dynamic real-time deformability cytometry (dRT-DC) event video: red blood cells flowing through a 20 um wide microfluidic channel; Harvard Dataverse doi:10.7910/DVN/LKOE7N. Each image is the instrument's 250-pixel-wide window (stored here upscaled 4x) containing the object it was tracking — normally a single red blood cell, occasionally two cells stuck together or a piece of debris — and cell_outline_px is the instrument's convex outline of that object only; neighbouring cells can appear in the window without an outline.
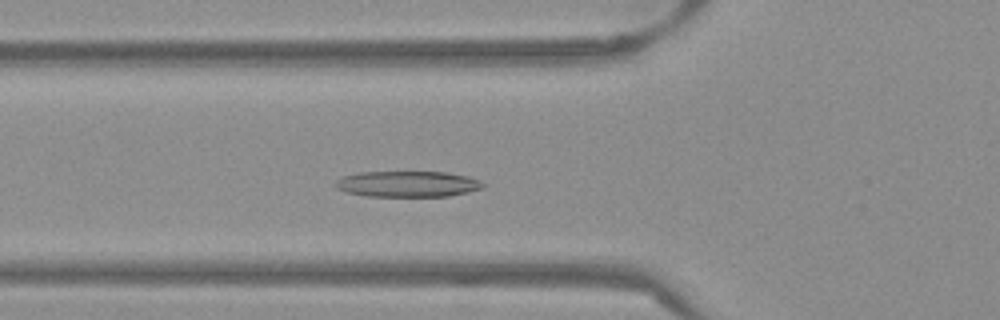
{"species": "Egyptian fruit bat (a non-hibernating species)", "species_latin": "Rousettus aegyptiacus", "temperature_condition": "warm", "stored_images_in_passage": 51, "camera_frame_rate_fps": 3000, "um_per_image_px": 0.085, "frame": {"image": 1, "passage_image": 17, "time_ms": 5.333, "image_size_px": [1000, 320], "cell_outline_px": [[484, 184], [480, 188], [468, 192], [448, 196], [368, 196], [348, 192], [336, 188], [332, 184], [336, 180], [344, 176], [356, 172], [448, 172], [468, 176], [480, 180]], "centroid_in_image_um": [34.62, 15.63], "position_along_channel_um": 91.2, "area_um2": 22.25}}
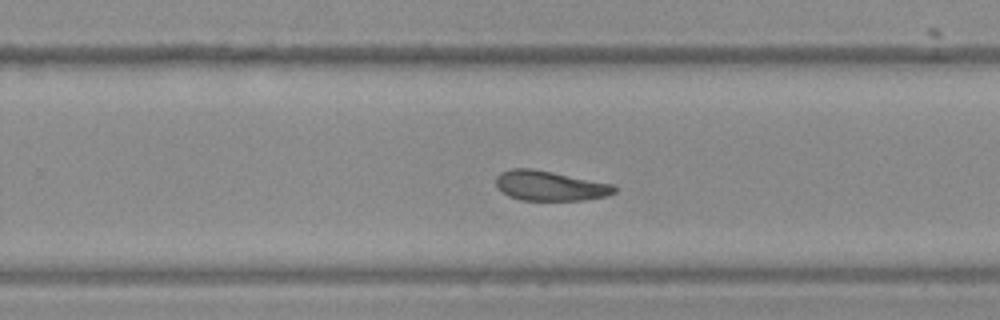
{"frame": {"image": 2, "passage_image": 32, "time_ms": 10.333, "image_size_px": [1000, 320], "cell_outline_px": [[616, 192], [608, 196], [584, 200], [520, 200], [508, 196], [496, 184], [496, 176], [500, 172], [512, 168], [532, 168], [616, 184]], "centroid_in_image_um": [46.79, 15.78], "position_along_channel_um": 283.0, "area_um2": 20.81}}
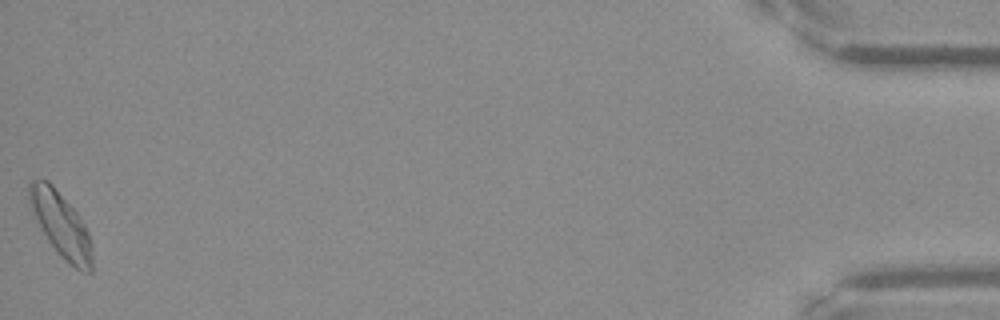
{"frame": {"image": 3, "passage_image": 51, "time_ms": 16.667, "image_size_px": [1000, 320], "cell_outline_px": [[92, 272], [80, 272], [64, 260], [48, 240], [40, 228], [28, 204], [28, 184], [32, 180], [48, 180], [52, 184], [76, 212], [84, 224], [88, 232], [92, 252]], "centroid_in_image_um": [5.16, 19.1], "position_along_channel_um": 430.0, "area_um2": 23.64}, "authors_computed_cell_mechanics": {"area_um2": 21.7328, "velocity_mm_per_s": 3.8287, "shape_relaxation_time_tau1_ms": 10.1086, "shape_relaxation_time_tau2_ms": 5.8036, "deformation_change_tau1": 0.2404, "deformation_change_tau2": 0.1329}}